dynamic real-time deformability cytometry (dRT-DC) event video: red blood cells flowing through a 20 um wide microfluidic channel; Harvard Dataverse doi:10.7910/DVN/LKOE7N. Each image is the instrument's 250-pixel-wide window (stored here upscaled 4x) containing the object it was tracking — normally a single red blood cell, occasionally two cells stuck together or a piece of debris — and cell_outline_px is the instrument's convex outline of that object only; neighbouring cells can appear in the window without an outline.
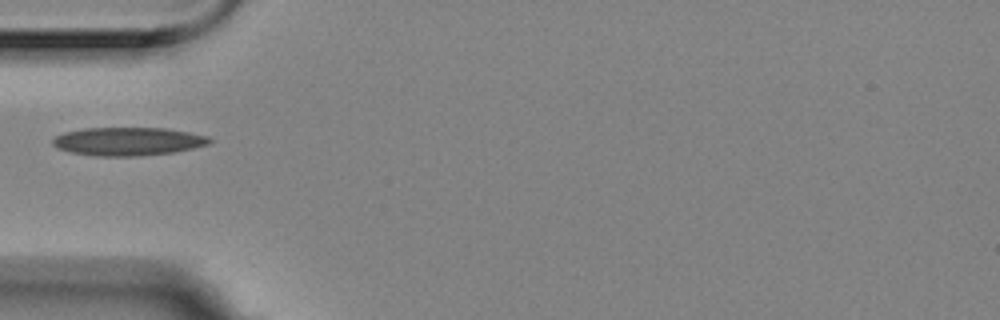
{"species": "Egyptian fruit bat (a non-hibernating species)", "species_latin": "Rousettus aegyptiacus", "temperature_condition": "room temperature", "stored_images_in_passage": 1, "camera_frame_rate_fps": 3000, "um_per_image_px": 0.085, "animal": {"sex": "female"}, "frame": {"image": 1, "passage_image": 1, "time_ms": 0.0, "image_size_px": [1000, 320], "cell_outline_px": [[212, 140], [208, 144], [192, 148], [172, 152], [136, 156], [96, 156], [72, 152], [56, 148], [52, 144], [52, 140], [56, 136], [64, 132], [84, 128], [164, 128], [188, 132], [208, 136]], "centroid_in_image_um": [10.84, 12.01], "position_along_channel_um": 74.2, "area_um2": 25.66}}